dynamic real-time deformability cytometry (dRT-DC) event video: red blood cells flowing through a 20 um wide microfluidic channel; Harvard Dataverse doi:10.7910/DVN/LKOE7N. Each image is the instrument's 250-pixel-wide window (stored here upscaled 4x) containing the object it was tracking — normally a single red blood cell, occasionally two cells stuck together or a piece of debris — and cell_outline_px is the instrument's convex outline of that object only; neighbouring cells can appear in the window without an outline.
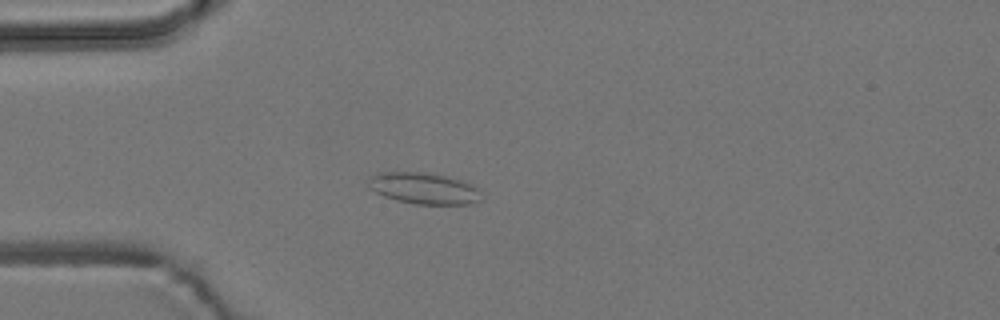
{"species": "common noctule bat (a hibernating species)", "species_latin": "Nyctalus noctula", "temperature_condition": "room temperature", "stored_images_in_passage": 48, "camera_frame_rate_fps": 3000, "um_per_image_px": 0.085, "animal": {"sex": "male", "body_mass_g": 19.2, "forearm_length_mm": 51.8}, "frame": {"image": 1, "passage_image": 8, "time_ms": 2.333, "image_size_px": [1000, 320], "cell_outline_px": [[480, 200], [472, 204], [416, 204], [396, 200], [384, 196], [368, 188], [368, 176], [380, 172], [424, 172], [448, 176], [472, 184], [480, 188]], "centroid_in_image_um": [36.02, 16.0], "position_along_channel_um": 49.0, "area_um2": 20.87}}
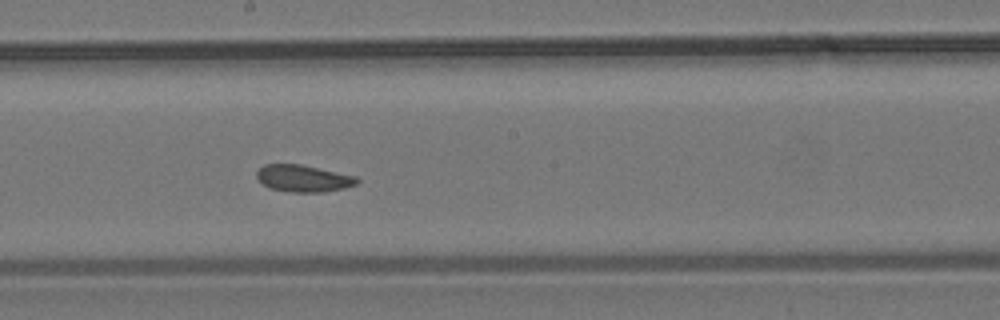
{"frame": {"image": 2, "passage_image": 23, "time_ms": 7.333, "image_size_px": [1000, 320], "cell_outline_px": [[360, 180], [356, 184], [344, 188], [324, 192], [292, 192], [268, 188], [256, 176], [256, 172], [264, 164], [300, 164], [356, 176]], "centroid_in_image_um": [25.78, 15.16], "position_along_channel_um": 222.4, "area_um2": 15.66}}
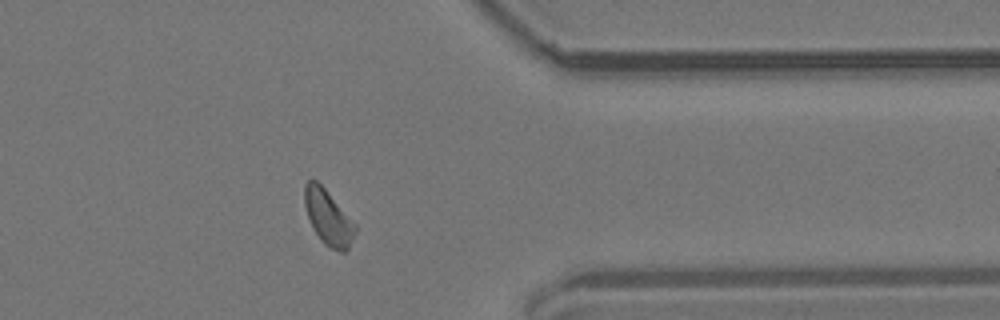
{"frame": {"image": 3, "passage_image": 37, "time_ms": 12.0, "image_size_px": [1000, 320], "cell_outline_px": [[356, 232], [348, 248], [344, 252], [340, 252], [324, 244], [320, 240], [312, 228], [304, 204], [304, 184], [308, 180], [316, 180], [324, 188], [356, 224]], "centroid_in_image_um": [27.88, 18.49], "position_along_channel_um": 383.5, "area_um2": 16.13}, "authors_computed_cell_mechanics": {"area_um2": 16.2129, "velocity_mm_per_s": 3.7368, "shape_relaxation_time_tau1_ms": null, "shape_relaxation_time_tau2_ms": 2.9874, "deformation_change_tau1": null, "deformation_change_tau2": 0.0964}}